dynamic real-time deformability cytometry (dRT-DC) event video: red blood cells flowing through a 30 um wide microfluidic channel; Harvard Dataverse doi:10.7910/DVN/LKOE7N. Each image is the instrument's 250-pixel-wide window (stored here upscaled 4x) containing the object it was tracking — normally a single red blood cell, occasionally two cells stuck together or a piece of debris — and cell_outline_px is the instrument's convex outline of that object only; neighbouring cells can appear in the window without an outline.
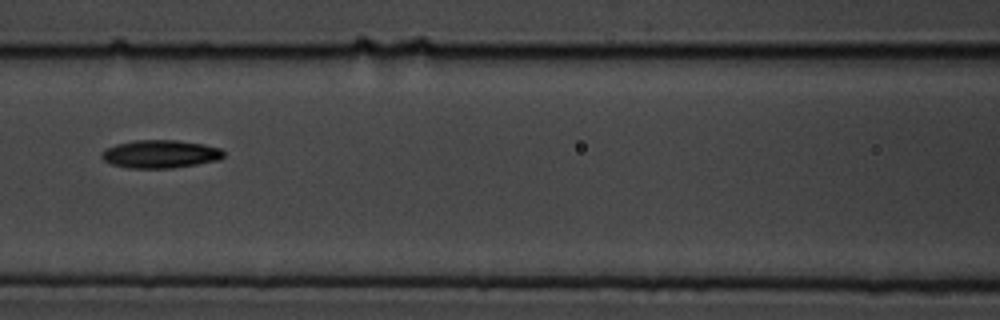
{"species": "common noctule bat (a hibernating species)", "species_latin": "Nyctalus noctula", "temperature_condition": "cold", "stored_images_in_passage": 9, "camera_frame_rate_fps": 3000, "um_per_image_px": 0.085, "animal": {"sex": "male", "body_mass_g": 19.5, "forearm_length_mm": 54.6}, "frame": {"image": 1, "passage_image": 7, "time_ms": 2.0, "image_size_px": [1000, 320], "cell_outline_px": [[224, 156], [220, 160], [172, 168], [128, 168], [112, 164], [104, 160], [100, 156], [108, 148], [116, 144], [136, 140], [176, 140], [204, 144], [220, 148], [224, 152]], "centroid_in_image_um": [13.66, 13.09], "position_along_channel_um": 152.9, "area_um2": 19.83}}
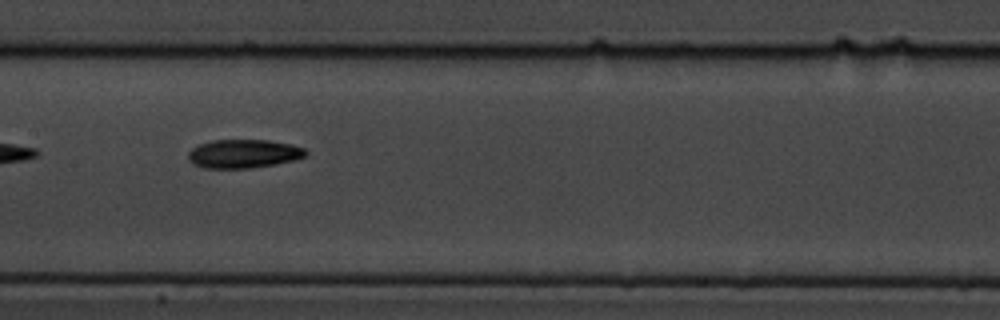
{"frame": {"image": 2, "passage_image": 8, "time_ms": 2.333, "image_size_px": [1000, 320], "cell_outline_px": [[308, 152], [304, 156], [292, 160], [276, 164], [252, 168], [204, 168], [192, 164], [188, 160], [188, 152], [192, 148], [200, 144], [212, 140], [268, 140], [292, 144], [304, 148]], "centroid_in_image_um": [20.68, 13.07], "position_along_channel_um": 186.7, "area_um2": 19.65}}